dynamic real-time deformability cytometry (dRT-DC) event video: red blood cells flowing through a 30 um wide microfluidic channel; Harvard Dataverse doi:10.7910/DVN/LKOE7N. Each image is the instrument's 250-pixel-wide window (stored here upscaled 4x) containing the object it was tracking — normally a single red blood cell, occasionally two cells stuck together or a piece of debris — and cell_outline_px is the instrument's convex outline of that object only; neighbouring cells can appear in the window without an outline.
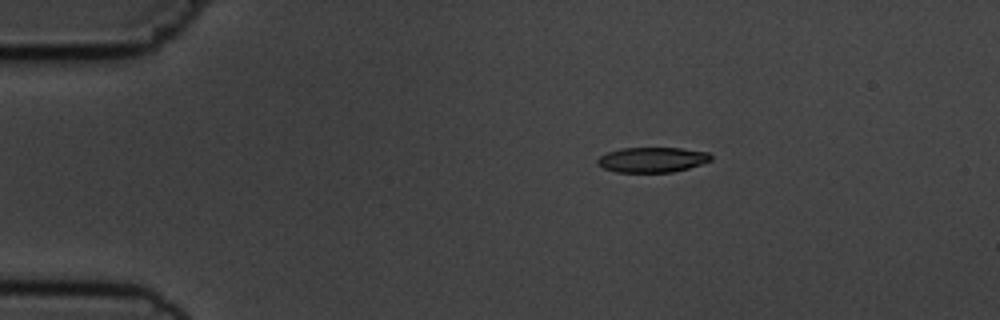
{"species": "common noctule bat (a hibernating species)", "species_latin": "Nyctalus noctula", "temperature_condition": "cold", "stored_images_in_passage": 9, "camera_frame_rate_fps": 3000, "um_per_image_px": 0.085, "animal": {"sex": "male", "body_mass_g": 19.5, "forearm_length_mm": 54.6}, "frame": {"image": 1, "passage_image": 1, "time_ms": 0.0, "image_size_px": [1000, 320], "cell_outline_px": [[712, 160], [688, 168], [672, 172], [616, 172], [604, 168], [596, 164], [596, 160], [600, 156], [608, 152], [620, 148], [680, 148], [708, 152], [712, 156]], "centroid_in_image_um": [55.42, 13.57], "position_along_channel_um": 29.6, "area_um2": 16.59}}
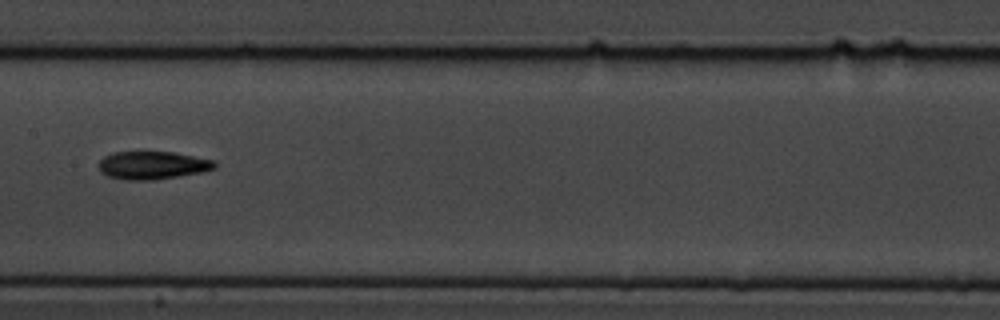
{"frame": {"image": 2, "passage_image": 6, "time_ms": 6.0, "image_size_px": [1000, 320], "cell_outline_px": [[216, 168], [200, 172], [152, 180], [124, 180], [108, 176], [100, 172], [100, 160], [104, 156], [112, 152], [172, 152], [212, 160], [216, 164]], "centroid_in_image_um": [12.91, 14.05], "position_along_channel_um": 194.5, "area_um2": 18.61}}
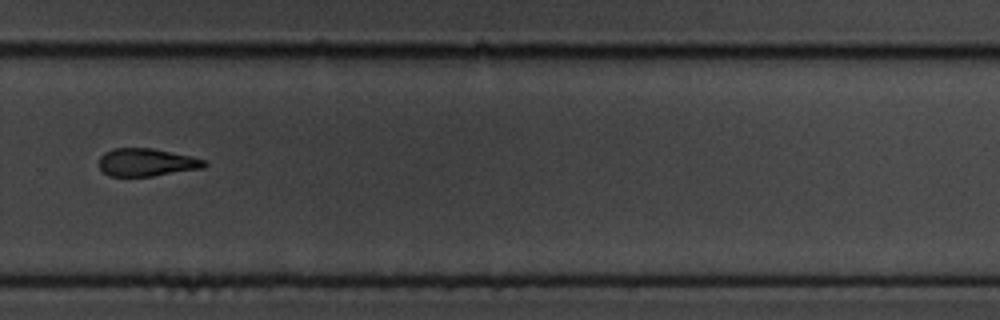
{"frame": {"image": 3, "passage_image": 9, "time_ms": 9.333, "image_size_px": [1000, 320], "cell_outline_px": [[208, 164], [204, 168], [152, 176], [108, 176], [100, 168], [100, 156], [104, 152], [112, 148], [152, 148], [188, 156], [204, 160]], "centroid_in_image_um": [12.43, 13.8], "position_along_channel_um": 317.4, "area_um2": 16.94}}